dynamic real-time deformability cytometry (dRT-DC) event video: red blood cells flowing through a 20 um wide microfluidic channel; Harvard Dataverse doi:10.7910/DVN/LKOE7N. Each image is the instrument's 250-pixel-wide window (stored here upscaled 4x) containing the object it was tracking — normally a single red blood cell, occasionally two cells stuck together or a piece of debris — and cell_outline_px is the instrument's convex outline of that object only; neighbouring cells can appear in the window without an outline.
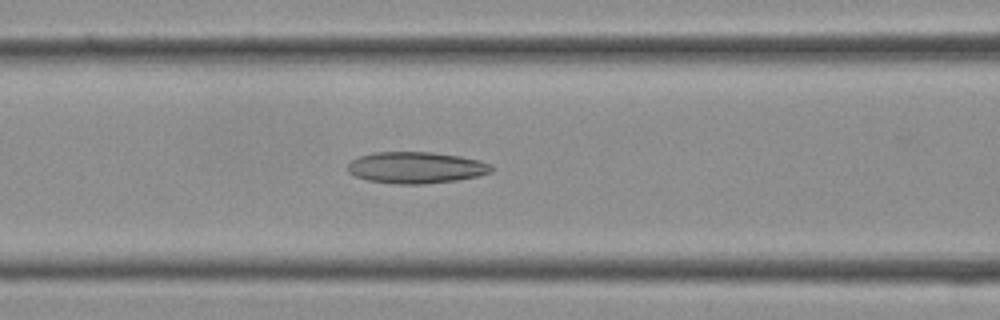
{"species": "Egyptian fruit bat (a non-hibernating species)", "species_latin": "Rousettus aegyptiacus", "temperature_condition": "cold", "stored_images_in_passage": 19, "segment_of_instrument_passage": [1, 2], "camera_frame_rate_fps": 3000, "um_per_image_px": 0.085, "frame": {"image": 1, "passage_image": 12, "time_ms": 3.667, "image_size_px": [1000, 320], "cell_outline_px": [[492, 172], [476, 176], [456, 180], [420, 184], [396, 184], [368, 180], [356, 176], [348, 172], [348, 164], [352, 160], [360, 156], [376, 152], [432, 152], [460, 156], [480, 160], [492, 164]], "centroid_in_image_um": [35.38, 14.24], "position_along_channel_um": 131.2, "area_um2": 26.24}}
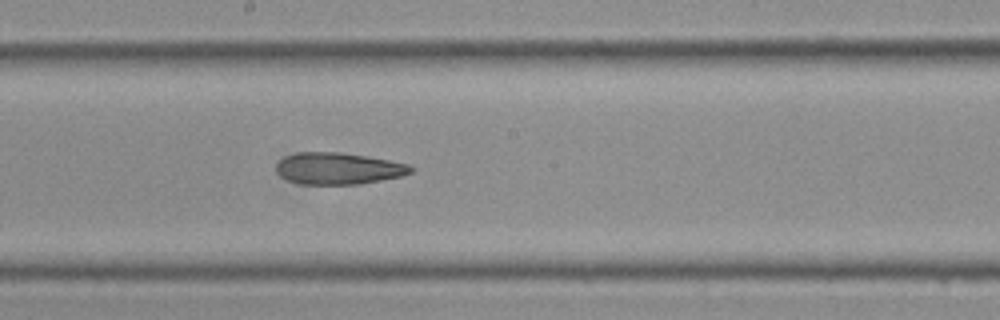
{"frame": {"image": 2, "passage_image": 16, "time_ms": 5.0, "image_size_px": [1000, 320], "cell_outline_px": [[416, 168], [412, 172], [400, 176], [360, 184], [300, 184], [288, 180], [280, 176], [276, 172], [276, 164], [284, 156], [296, 152], [340, 152], [368, 156], [408, 164]], "centroid_in_image_um": [28.73, 14.31], "position_along_channel_um": 219.5, "area_um2": 24.97}}
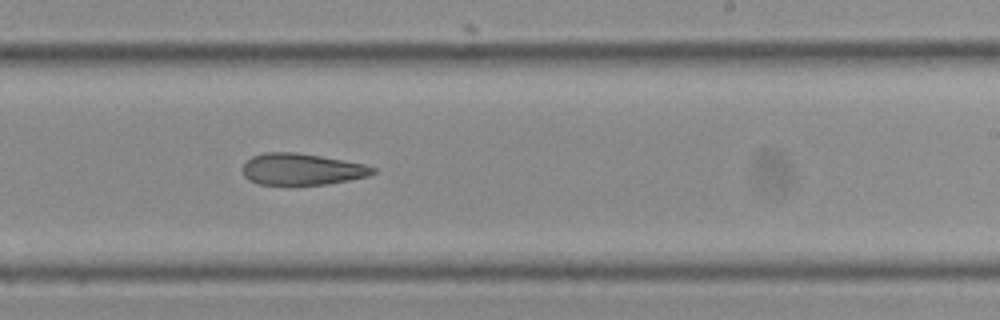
{"frame": {"image": 3, "passage_image": 18, "time_ms": 5.667, "image_size_px": [1000, 320], "cell_outline_px": [[376, 172], [368, 176], [328, 184], [256, 184], [248, 180], [244, 176], [244, 164], [252, 156], [264, 152], [296, 152], [320, 156], [364, 164], [376, 168]], "centroid_in_image_um": [25.65, 14.38], "position_along_channel_um": 263.4, "area_um2": 23.76}}